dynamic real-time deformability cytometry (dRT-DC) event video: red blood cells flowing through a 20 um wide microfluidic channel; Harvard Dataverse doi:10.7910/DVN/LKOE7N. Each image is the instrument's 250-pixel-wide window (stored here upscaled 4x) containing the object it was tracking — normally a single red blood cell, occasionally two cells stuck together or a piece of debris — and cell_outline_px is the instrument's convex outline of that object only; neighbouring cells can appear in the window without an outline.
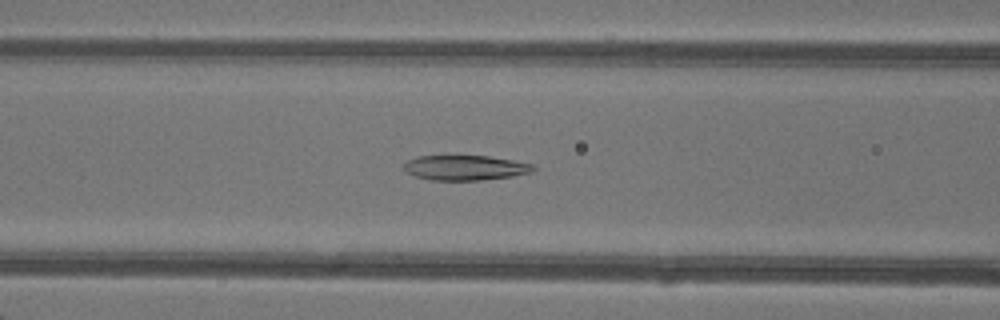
{"species": "common noctule bat (a hibernating species)", "species_latin": "Nyctalus noctula", "temperature_condition": "warm", "stored_images_in_passage": 42, "camera_frame_rate_fps": 3000, "um_per_image_px": 0.085, "animal": {"sex": "female"}, "frame": {"image": 1, "passage_image": 20, "time_ms": 6.333, "image_size_px": [1000, 320], "cell_outline_px": [[536, 168], [532, 172], [512, 176], [484, 180], [432, 180], [416, 176], [404, 172], [404, 164], [408, 160], [416, 156], [488, 156], [512, 160], [532, 164]], "centroid_in_image_um": [39.53, 14.26], "position_along_channel_um": 127.1, "area_um2": 18.79}}
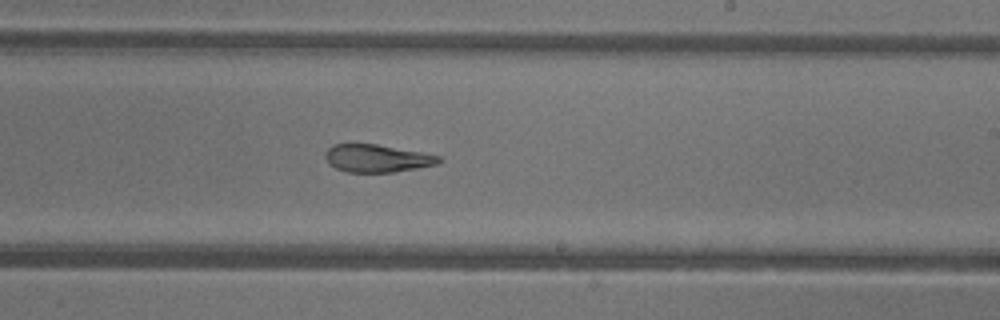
{"frame": {"image": 2, "passage_image": 29, "time_ms": 9.333, "image_size_px": [1000, 320], "cell_outline_px": [[440, 160], [436, 164], [416, 168], [392, 172], [348, 172], [336, 168], [328, 164], [324, 156], [328, 148], [332, 144], [376, 144], [420, 152], [440, 156]], "centroid_in_image_um": [31.98, 13.45], "position_along_channel_um": 257.0, "area_um2": 18.09}}
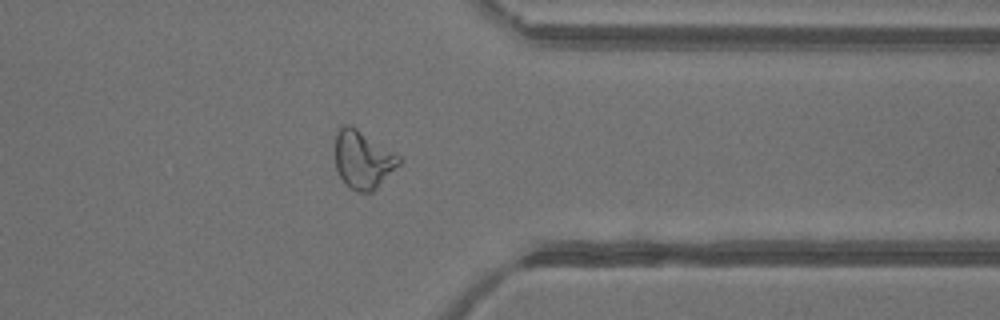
{"frame": {"image": 3, "passage_image": 38, "time_ms": 12.333, "image_size_px": [1000, 320], "cell_outline_px": [[400, 164], [372, 192], [360, 192], [348, 188], [340, 176], [336, 168], [336, 132], [344, 124], [348, 124], [356, 128], [396, 152], [400, 156]], "centroid_in_image_um": [30.85, 13.57], "position_along_channel_um": 380.5, "area_um2": 21.44}, "authors_computed_cell_mechanics": {"area_um2": 21.2704, "velocity_mm_per_s": 4.3342, "shape_relaxation_time_tau1_ms": null, "shape_relaxation_time_tau2_ms": 1.3816, "deformation_change_tau1": null, "deformation_change_tau2": 0.0909}}